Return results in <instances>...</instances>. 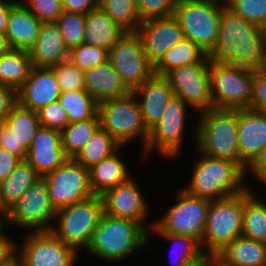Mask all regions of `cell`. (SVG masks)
I'll return each mask as SVG.
<instances>
[{"mask_svg": "<svg viewBox=\"0 0 266 266\" xmlns=\"http://www.w3.org/2000/svg\"><path fill=\"white\" fill-rule=\"evenodd\" d=\"M266 52V30L222 9L218 40L207 55L210 60L257 70Z\"/></svg>", "mask_w": 266, "mask_h": 266, "instance_id": "cell-1", "label": "cell"}, {"mask_svg": "<svg viewBox=\"0 0 266 266\" xmlns=\"http://www.w3.org/2000/svg\"><path fill=\"white\" fill-rule=\"evenodd\" d=\"M194 148L204 155L237 163L247 175L248 165L238 147V110L211 108L199 113Z\"/></svg>", "mask_w": 266, "mask_h": 266, "instance_id": "cell-2", "label": "cell"}, {"mask_svg": "<svg viewBox=\"0 0 266 266\" xmlns=\"http://www.w3.org/2000/svg\"><path fill=\"white\" fill-rule=\"evenodd\" d=\"M149 236L140 223L103 213L86 250L108 263H117L150 244Z\"/></svg>", "mask_w": 266, "mask_h": 266, "instance_id": "cell-3", "label": "cell"}, {"mask_svg": "<svg viewBox=\"0 0 266 266\" xmlns=\"http://www.w3.org/2000/svg\"><path fill=\"white\" fill-rule=\"evenodd\" d=\"M200 157L193 169L190 183L182 189L193 196L208 200L224 199L246 190V172L235 162L209 157L197 149Z\"/></svg>", "mask_w": 266, "mask_h": 266, "instance_id": "cell-4", "label": "cell"}, {"mask_svg": "<svg viewBox=\"0 0 266 266\" xmlns=\"http://www.w3.org/2000/svg\"><path fill=\"white\" fill-rule=\"evenodd\" d=\"M224 6V0H179L173 16L181 25L184 38L194 42L208 55L218 40Z\"/></svg>", "mask_w": 266, "mask_h": 266, "instance_id": "cell-5", "label": "cell"}, {"mask_svg": "<svg viewBox=\"0 0 266 266\" xmlns=\"http://www.w3.org/2000/svg\"><path fill=\"white\" fill-rule=\"evenodd\" d=\"M244 191L211 200L202 237V250L215 257L230 242L242 236Z\"/></svg>", "mask_w": 266, "mask_h": 266, "instance_id": "cell-6", "label": "cell"}, {"mask_svg": "<svg viewBox=\"0 0 266 266\" xmlns=\"http://www.w3.org/2000/svg\"><path fill=\"white\" fill-rule=\"evenodd\" d=\"M255 69L210 60L213 108L249 109Z\"/></svg>", "mask_w": 266, "mask_h": 266, "instance_id": "cell-7", "label": "cell"}, {"mask_svg": "<svg viewBox=\"0 0 266 266\" xmlns=\"http://www.w3.org/2000/svg\"><path fill=\"white\" fill-rule=\"evenodd\" d=\"M104 213L101 196L93 195L56 212V226L52 231L64 244L76 252L87 248L92 234Z\"/></svg>", "mask_w": 266, "mask_h": 266, "instance_id": "cell-8", "label": "cell"}, {"mask_svg": "<svg viewBox=\"0 0 266 266\" xmlns=\"http://www.w3.org/2000/svg\"><path fill=\"white\" fill-rule=\"evenodd\" d=\"M100 126L119 144L128 145L140 136L143 151L150 136V130L144 124L139 103L131 92L129 95L106 100L98 104Z\"/></svg>", "mask_w": 266, "mask_h": 266, "instance_id": "cell-9", "label": "cell"}, {"mask_svg": "<svg viewBox=\"0 0 266 266\" xmlns=\"http://www.w3.org/2000/svg\"><path fill=\"white\" fill-rule=\"evenodd\" d=\"M176 204L170 207L160 220L151 227L155 233H169L195 238L202 247V237L207 223L211 200L193 196L183 189L179 190Z\"/></svg>", "mask_w": 266, "mask_h": 266, "instance_id": "cell-10", "label": "cell"}, {"mask_svg": "<svg viewBox=\"0 0 266 266\" xmlns=\"http://www.w3.org/2000/svg\"><path fill=\"white\" fill-rule=\"evenodd\" d=\"M51 204L58 211L94 195L90 186L89 169L74 158L44 176Z\"/></svg>", "mask_w": 266, "mask_h": 266, "instance_id": "cell-11", "label": "cell"}, {"mask_svg": "<svg viewBox=\"0 0 266 266\" xmlns=\"http://www.w3.org/2000/svg\"><path fill=\"white\" fill-rule=\"evenodd\" d=\"M56 210L51 204L44 177H40L9 208L3 225L10 224L32 231H47L52 228L50 222L55 220ZM31 228V229H30Z\"/></svg>", "mask_w": 266, "mask_h": 266, "instance_id": "cell-12", "label": "cell"}, {"mask_svg": "<svg viewBox=\"0 0 266 266\" xmlns=\"http://www.w3.org/2000/svg\"><path fill=\"white\" fill-rule=\"evenodd\" d=\"M164 77L171 85L174 95L191 108L198 112L213 108L208 56L200 63L175 68Z\"/></svg>", "mask_w": 266, "mask_h": 266, "instance_id": "cell-13", "label": "cell"}, {"mask_svg": "<svg viewBox=\"0 0 266 266\" xmlns=\"http://www.w3.org/2000/svg\"><path fill=\"white\" fill-rule=\"evenodd\" d=\"M108 60L131 92L154 75V66L147 60L136 32H127L108 52Z\"/></svg>", "mask_w": 266, "mask_h": 266, "instance_id": "cell-14", "label": "cell"}, {"mask_svg": "<svg viewBox=\"0 0 266 266\" xmlns=\"http://www.w3.org/2000/svg\"><path fill=\"white\" fill-rule=\"evenodd\" d=\"M187 104L178 96L173 95L167 103L161 119L150 129V136L146 144L144 155L156 149L162 157H174L181 152Z\"/></svg>", "mask_w": 266, "mask_h": 266, "instance_id": "cell-15", "label": "cell"}, {"mask_svg": "<svg viewBox=\"0 0 266 266\" xmlns=\"http://www.w3.org/2000/svg\"><path fill=\"white\" fill-rule=\"evenodd\" d=\"M20 246L25 266H73L78 255L50 230L30 231Z\"/></svg>", "mask_w": 266, "mask_h": 266, "instance_id": "cell-16", "label": "cell"}, {"mask_svg": "<svg viewBox=\"0 0 266 266\" xmlns=\"http://www.w3.org/2000/svg\"><path fill=\"white\" fill-rule=\"evenodd\" d=\"M101 198L105 214L140 223L148 233H152L150 229L154 223L149 227L144 224L145 217L149 214V204L131 177L108 190Z\"/></svg>", "mask_w": 266, "mask_h": 266, "instance_id": "cell-17", "label": "cell"}, {"mask_svg": "<svg viewBox=\"0 0 266 266\" xmlns=\"http://www.w3.org/2000/svg\"><path fill=\"white\" fill-rule=\"evenodd\" d=\"M136 34L142 41L147 60L154 67L184 38L181 25L173 15L142 22Z\"/></svg>", "mask_w": 266, "mask_h": 266, "instance_id": "cell-18", "label": "cell"}, {"mask_svg": "<svg viewBox=\"0 0 266 266\" xmlns=\"http://www.w3.org/2000/svg\"><path fill=\"white\" fill-rule=\"evenodd\" d=\"M67 159L62 146L61 131L40 126L27 150L25 160L40 177H44Z\"/></svg>", "mask_w": 266, "mask_h": 266, "instance_id": "cell-19", "label": "cell"}, {"mask_svg": "<svg viewBox=\"0 0 266 266\" xmlns=\"http://www.w3.org/2000/svg\"><path fill=\"white\" fill-rule=\"evenodd\" d=\"M60 94V86L53 69L46 67L33 66L29 77L17 90L18 104L34 112L59 100Z\"/></svg>", "mask_w": 266, "mask_h": 266, "instance_id": "cell-20", "label": "cell"}, {"mask_svg": "<svg viewBox=\"0 0 266 266\" xmlns=\"http://www.w3.org/2000/svg\"><path fill=\"white\" fill-rule=\"evenodd\" d=\"M266 144V113L238 110V147L240 158L249 166Z\"/></svg>", "mask_w": 266, "mask_h": 266, "instance_id": "cell-21", "label": "cell"}, {"mask_svg": "<svg viewBox=\"0 0 266 266\" xmlns=\"http://www.w3.org/2000/svg\"><path fill=\"white\" fill-rule=\"evenodd\" d=\"M132 93L139 103L144 124L149 130L161 119L167 103L174 95L168 80L155 74Z\"/></svg>", "mask_w": 266, "mask_h": 266, "instance_id": "cell-22", "label": "cell"}, {"mask_svg": "<svg viewBox=\"0 0 266 266\" xmlns=\"http://www.w3.org/2000/svg\"><path fill=\"white\" fill-rule=\"evenodd\" d=\"M69 52L55 22L41 25L36 42L28 51L34 67L46 68L69 60Z\"/></svg>", "mask_w": 266, "mask_h": 266, "instance_id": "cell-23", "label": "cell"}, {"mask_svg": "<svg viewBox=\"0 0 266 266\" xmlns=\"http://www.w3.org/2000/svg\"><path fill=\"white\" fill-rule=\"evenodd\" d=\"M84 80L85 90L98 104L131 93L109 60L85 71Z\"/></svg>", "mask_w": 266, "mask_h": 266, "instance_id": "cell-24", "label": "cell"}, {"mask_svg": "<svg viewBox=\"0 0 266 266\" xmlns=\"http://www.w3.org/2000/svg\"><path fill=\"white\" fill-rule=\"evenodd\" d=\"M43 23L21 1L10 8L6 36L11 49L26 50L34 45Z\"/></svg>", "mask_w": 266, "mask_h": 266, "instance_id": "cell-25", "label": "cell"}, {"mask_svg": "<svg viewBox=\"0 0 266 266\" xmlns=\"http://www.w3.org/2000/svg\"><path fill=\"white\" fill-rule=\"evenodd\" d=\"M84 43L98 46L109 52L127 33L99 6L86 14Z\"/></svg>", "mask_w": 266, "mask_h": 266, "instance_id": "cell-26", "label": "cell"}, {"mask_svg": "<svg viewBox=\"0 0 266 266\" xmlns=\"http://www.w3.org/2000/svg\"><path fill=\"white\" fill-rule=\"evenodd\" d=\"M215 258L225 266H266V243L240 236Z\"/></svg>", "mask_w": 266, "mask_h": 266, "instance_id": "cell-27", "label": "cell"}, {"mask_svg": "<svg viewBox=\"0 0 266 266\" xmlns=\"http://www.w3.org/2000/svg\"><path fill=\"white\" fill-rule=\"evenodd\" d=\"M122 147L89 168L90 186L94 195L102 196L131 177L128 167L120 158L121 155L118 154Z\"/></svg>", "mask_w": 266, "mask_h": 266, "instance_id": "cell-28", "label": "cell"}, {"mask_svg": "<svg viewBox=\"0 0 266 266\" xmlns=\"http://www.w3.org/2000/svg\"><path fill=\"white\" fill-rule=\"evenodd\" d=\"M32 68L28 51L10 49L0 56V84L18 90L29 77Z\"/></svg>", "mask_w": 266, "mask_h": 266, "instance_id": "cell-29", "label": "cell"}, {"mask_svg": "<svg viewBox=\"0 0 266 266\" xmlns=\"http://www.w3.org/2000/svg\"><path fill=\"white\" fill-rule=\"evenodd\" d=\"M250 189L244 190L242 236L266 243V204Z\"/></svg>", "mask_w": 266, "mask_h": 266, "instance_id": "cell-30", "label": "cell"}, {"mask_svg": "<svg viewBox=\"0 0 266 266\" xmlns=\"http://www.w3.org/2000/svg\"><path fill=\"white\" fill-rule=\"evenodd\" d=\"M206 57L207 54L194 42L183 38L165 53L161 61L154 67V74L165 76L175 68L200 63Z\"/></svg>", "mask_w": 266, "mask_h": 266, "instance_id": "cell-31", "label": "cell"}, {"mask_svg": "<svg viewBox=\"0 0 266 266\" xmlns=\"http://www.w3.org/2000/svg\"><path fill=\"white\" fill-rule=\"evenodd\" d=\"M40 178L35 169L26 161H21L12 173L0 183L4 205L9 209Z\"/></svg>", "mask_w": 266, "mask_h": 266, "instance_id": "cell-32", "label": "cell"}, {"mask_svg": "<svg viewBox=\"0 0 266 266\" xmlns=\"http://www.w3.org/2000/svg\"><path fill=\"white\" fill-rule=\"evenodd\" d=\"M122 145L119 144L101 126L88 139L83 149L74 158L85 168H91L101 160L116 152Z\"/></svg>", "mask_w": 266, "mask_h": 266, "instance_id": "cell-33", "label": "cell"}, {"mask_svg": "<svg viewBox=\"0 0 266 266\" xmlns=\"http://www.w3.org/2000/svg\"><path fill=\"white\" fill-rule=\"evenodd\" d=\"M59 101L67 112L69 123L94 119L98 115V103L86 90L61 92Z\"/></svg>", "mask_w": 266, "mask_h": 266, "instance_id": "cell-34", "label": "cell"}, {"mask_svg": "<svg viewBox=\"0 0 266 266\" xmlns=\"http://www.w3.org/2000/svg\"><path fill=\"white\" fill-rule=\"evenodd\" d=\"M99 127L98 115L94 119L69 123L61 131V141L66 156L75 158Z\"/></svg>", "mask_w": 266, "mask_h": 266, "instance_id": "cell-35", "label": "cell"}, {"mask_svg": "<svg viewBox=\"0 0 266 266\" xmlns=\"http://www.w3.org/2000/svg\"><path fill=\"white\" fill-rule=\"evenodd\" d=\"M13 132L19 143L28 150L40 128L38 112L26 109L17 104L4 121Z\"/></svg>", "mask_w": 266, "mask_h": 266, "instance_id": "cell-36", "label": "cell"}, {"mask_svg": "<svg viewBox=\"0 0 266 266\" xmlns=\"http://www.w3.org/2000/svg\"><path fill=\"white\" fill-rule=\"evenodd\" d=\"M98 6L127 32H136L142 24L137 0H99Z\"/></svg>", "mask_w": 266, "mask_h": 266, "instance_id": "cell-37", "label": "cell"}, {"mask_svg": "<svg viewBox=\"0 0 266 266\" xmlns=\"http://www.w3.org/2000/svg\"><path fill=\"white\" fill-rule=\"evenodd\" d=\"M85 21V14L62 11L55 22L69 50L84 43Z\"/></svg>", "mask_w": 266, "mask_h": 266, "instance_id": "cell-38", "label": "cell"}, {"mask_svg": "<svg viewBox=\"0 0 266 266\" xmlns=\"http://www.w3.org/2000/svg\"><path fill=\"white\" fill-rule=\"evenodd\" d=\"M234 14L266 30V0H224Z\"/></svg>", "mask_w": 266, "mask_h": 266, "instance_id": "cell-39", "label": "cell"}, {"mask_svg": "<svg viewBox=\"0 0 266 266\" xmlns=\"http://www.w3.org/2000/svg\"><path fill=\"white\" fill-rule=\"evenodd\" d=\"M107 60L108 52L95 45L82 43L69 52V61L82 72L104 64Z\"/></svg>", "mask_w": 266, "mask_h": 266, "instance_id": "cell-40", "label": "cell"}, {"mask_svg": "<svg viewBox=\"0 0 266 266\" xmlns=\"http://www.w3.org/2000/svg\"><path fill=\"white\" fill-rule=\"evenodd\" d=\"M156 234H158L159 236L163 237L166 240L167 239L171 240V242L174 241L173 242L174 245L172 247L176 248L175 253H177V256L174 257L176 262L174 266H184L189 262L199 259L204 254L201 244L193 237L184 236V235H175L169 233H156ZM175 243H177L176 246ZM177 250L180 251L179 254Z\"/></svg>", "mask_w": 266, "mask_h": 266, "instance_id": "cell-41", "label": "cell"}, {"mask_svg": "<svg viewBox=\"0 0 266 266\" xmlns=\"http://www.w3.org/2000/svg\"><path fill=\"white\" fill-rule=\"evenodd\" d=\"M56 75L61 92L85 90L84 72L69 60L51 67Z\"/></svg>", "mask_w": 266, "mask_h": 266, "instance_id": "cell-42", "label": "cell"}, {"mask_svg": "<svg viewBox=\"0 0 266 266\" xmlns=\"http://www.w3.org/2000/svg\"><path fill=\"white\" fill-rule=\"evenodd\" d=\"M179 0H137V10L142 22L155 18L169 17Z\"/></svg>", "mask_w": 266, "mask_h": 266, "instance_id": "cell-43", "label": "cell"}, {"mask_svg": "<svg viewBox=\"0 0 266 266\" xmlns=\"http://www.w3.org/2000/svg\"><path fill=\"white\" fill-rule=\"evenodd\" d=\"M40 125L45 128L62 131L68 124L67 112L59 100H56L38 111Z\"/></svg>", "mask_w": 266, "mask_h": 266, "instance_id": "cell-44", "label": "cell"}, {"mask_svg": "<svg viewBox=\"0 0 266 266\" xmlns=\"http://www.w3.org/2000/svg\"><path fill=\"white\" fill-rule=\"evenodd\" d=\"M30 12L42 23L56 22L63 11L62 0H25Z\"/></svg>", "mask_w": 266, "mask_h": 266, "instance_id": "cell-45", "label": "cell"}, {"mask_svg": "<svg viewBox=\"0 0 266 266\" xmlns=\"http://www.w3.org/2000/svg\"><path fill=\"white\" fill-rule=\"evenodd\" d=\"M0 148L9 151L22 161L26 159L27 149L19 143L13 132L5 122H0Z\"/></svg>", "mask_w": 266, "mask_h": 266, "instance_id": "cell-46", "label": "cell"}, {"mask_svg": "<svg viewBox=\"0 0 266 266\" xmlns=\"http://www.w3.org/2000/svg\"><path fill=\"white\" fill-rule=\"evenodd\" d=\"M266 113V77L255 71L253 83V97L250 108Z\"/></svg>", "mask_w": 266, "mask_h": 266, "instance_id": "cell-47", "label": "cell"}, {"mask_svg": "<svg viewBox=\"0 0 266 266\" xmlns=\"http://www.w3.org/2000/svg\"><path fill=\"white\" fill-rule=\"evenodd\" d=\"M17 104V90L11 86L0 84V122L7 119Z\"/></svg>", "mask_w": 266, "mask_h": 266, "instance_id": "cell-48", "label": "cell"}, {"mask_svg": "<svg viewBox=\"0 0 266 266\" xmlns=\"http://www.w3.org/2000/svg\"><path fill=\"white\" fill-rule=\"evenodd\" d=\"M22 160L9 151L0 148V183L4 181Z\"/></svg>", "mask_w": 266, "mask_h": 266, "instance_id": "cell-49", "label": "cell"}, {"mask_svg": "<svg viewBox=\"0 0 266 266\" xmlns=\"http://www.w3.org/2000/svg\"><path fill=\"white\" fill-rule=\"evenodd\" d=\"M99 0H62L63 11L87 14L98 7Z\"/></svg>", "mask_w": 266, "mask_h": 266, "instance_id": "cell-50", "label": "cell"}, {"mask_svg": "<svg viewBox=\"0 0 266 266\" xmlns=\"http://www.w3.org/2000/svg\"><path fill=\"white\" fill-rule=\"evenodd\" d=\"M259 180L266 184V144L258 157L248 166Z\"/></svg>", "mask_w": 266, "mask_h": 266, "instance_id": "cell-51", "label": "cell"}, {"mask_svg": "<svg viewBox=\"0 0 266 266\" xmlns=\"http://www.w3.org/2000/svg\"><path fill=\"white\" fill-rule=\"evenodd\" d=\"M4 225L0 228V262L7 260L16 251L17 247L9 237L4 235Z\"/></svg>", "mask_w": 266, "mask_h": 266, "instance_id": "cell-52", "label": "cell"}, {"mask_svg": "<svg viewBox=\"0 0 266 266\" xmlns=\"http://www.w3.org/2000/svg\"><path fill=\"white\" fill-rule=\"evenodd\" d=\"M16 0H0V32L6 33L10 8Z\"/></svg>", "mask_w": 266, "mask_h": 266, "instance_id": "cell-53", "label": "cell"}, {"mask_svg": "<svg viewBox=\"0 0 266 266\" xmlns=\"http://www.w3.org/2000/svg\"><path fill=\"white\" fill-rule=\"evenodd\" d=\"M0 266H25L23 258L19 253L17 255V251L10 256L7 260L0 262Z\"/></svg>", "mask_w": 266, "mask_h": 266, "instance_id": "cell-54", "label": "cell"}, {"mask_svg": "<svg viewBox=\"0 0 266 266\" xmlns=\"http://www.w3.org/2000/svg\"><path fill=\"white\" fill-rule=\"evenodd\" d=\"M213 259V256L204 253L199 259L189 262L184 266H211Z\"/></svg>", "mask_w": 266, "mask_h": 266, "instance_id": "cell-55", "label": "cell"}, {"mask_svg": "<svg viewBox=\"0 0 266 266\" xmlns=\"http://www.w3.org/2000/svg\"><path fill=\"white\" fill-rule=\"evenodd\" d=\"M10 46L5 33L0 32V56L10 50Z\"/></svg>", "mask_w": 266, "mask_h": 266, "instance_id": "cell-56", "label": "cell"}, {"mask_svg": "<svg viewBox=\"0 0 266 266\" xmlns=\"http://www.w3.org/2000/svg\"><path fill=\"white\" fill-rule=\"evenodd\" d=\"M9 209L4 205L2 196H1V188H0V221L4 224L7 215H8Z\"/></svg>", "mask_w": 266, "mask_h": 266, "instance_id": "cell-57", "label": "cell"}, {"mask_svg": "<svg viewBox=\"0 0 266 266\" xmlns=\"http://www.w3.org/2000/svg\"><path fill=\"white\" fill-rule=\"evenodd\" d=\"M257 71L266 77V52L264 54V57L263 59L261 60V63H260V66L259 68L257 69Z\"/></svg>", "mask_w": 266, "mask_h": 266, "instance_id": "cell-58", "label": "cell"}, {"mask_svg": "<svg viewBox=\"0 0 266 266\" xmlns=\"http://www.w3.org/2000/svg\"><path fill=\"white\" fill-rule=\"evenodd\" d=\"M211 266H225V265H223L221 262H219V261L214 257Z\"/></svg>", "mask_w": 266, "mask_h": 266, "instance_id": "cell-59", "label": "cell"}]
</instances>
